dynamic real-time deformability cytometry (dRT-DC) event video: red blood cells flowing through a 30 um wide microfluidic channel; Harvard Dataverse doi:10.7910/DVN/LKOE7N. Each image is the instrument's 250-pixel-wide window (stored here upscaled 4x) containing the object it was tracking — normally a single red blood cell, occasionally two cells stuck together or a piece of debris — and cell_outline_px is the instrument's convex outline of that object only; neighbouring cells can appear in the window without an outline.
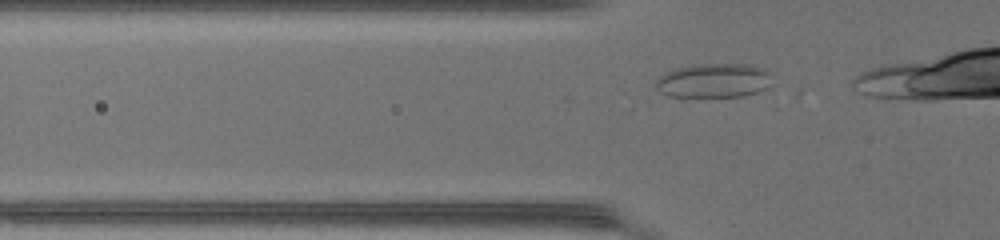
{"species": "common noctule bat (a hibernating species)", "species_latin": "Nyctalus noctula", "temperature_condition": "warm", "stored_images_in_passage": 10, "camera_frame_rate_fps": 3000, "um_per_image_px": 0.085, "animal": {"sex": "female", "body_mass_g": 17.0, "forearm_length_mm": 48.0}, "frame": {"image": 1, "passage_image": 10, "time_ms": 3.0, "image_size_px": [1000, 240], "cell_outline_px": [[772, 84], [768, 88], [744, 96], [680, 100], [668, 96], [660, 92], [656, 88], [656, 80], [664, 72], [676, 68], [700, 64], [752, 64], [764, 68], [768, 72]], "centroid_in_image_um": [60.62, 6.9], "position_along_channel_um": 65.2, "area_um2": 24.33}}